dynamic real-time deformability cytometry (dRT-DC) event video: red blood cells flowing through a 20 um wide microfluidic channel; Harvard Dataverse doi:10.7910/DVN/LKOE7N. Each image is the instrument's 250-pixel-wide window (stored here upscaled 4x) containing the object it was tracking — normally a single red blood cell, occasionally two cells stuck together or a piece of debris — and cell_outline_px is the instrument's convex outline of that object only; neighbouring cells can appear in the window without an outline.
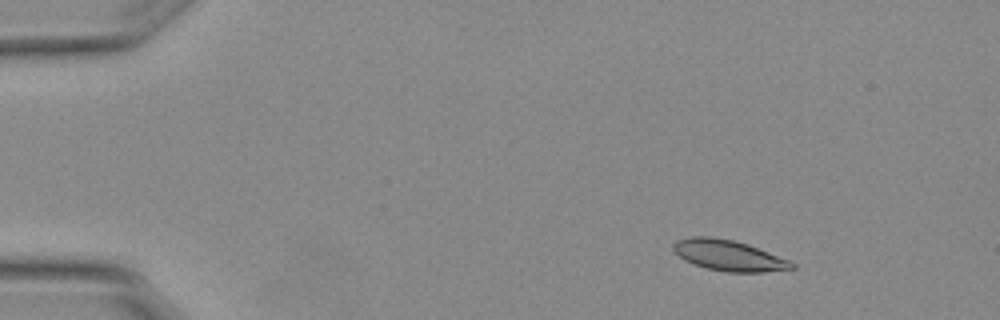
{"species": "Egyptian fruit bat (a non-hibernating species)", "species_latin": "Rousettus aegyptiacus", "temperature_condition": "warm", "stored_images_in_passage": 9, "camera_frame_rate_fps": 3000, "um_per_image_px": 0.085, "animal": {"sex": "female"}, "frame": {"image": 1, "passage_image": 3, "time_ms": 0.667, "image_size_px": [1000, 320], "cell_outline_px": [[796, 268], [764, 272], [724, 272], [708, 268], [684, 260], [672, 248], [672, 244], [676, 240], [692, 236], [712, 236], [732, 240], [748, 244], [788, 260], [796, 264]], "centroid_in_image_um": [61.93, 21.7], "position_along_channel_um": 23.1, "area_um2": 21.1}}
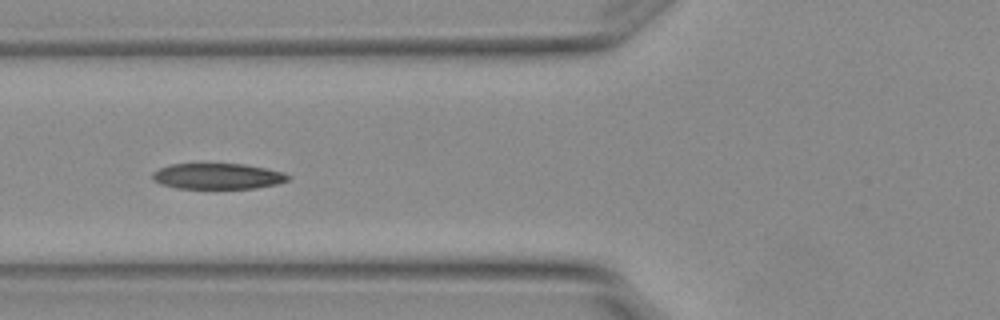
{"frame": {"image": 2, "passage_image": 7, "time_ms": 2.0, "image_size_px": [1000, 320], "cell_outline_px": [[292, 176], [288, 180], [276, 184], [256, 188], [176, 188], [160, 184], [152, 180], [152, 172], [160, 168], [172, 164], [244, 164], [284, 172]], "centroid_in_image_um": [18.49, 14.98], "position_along_channel_um": 107.3, "area_um2": 20.35}}
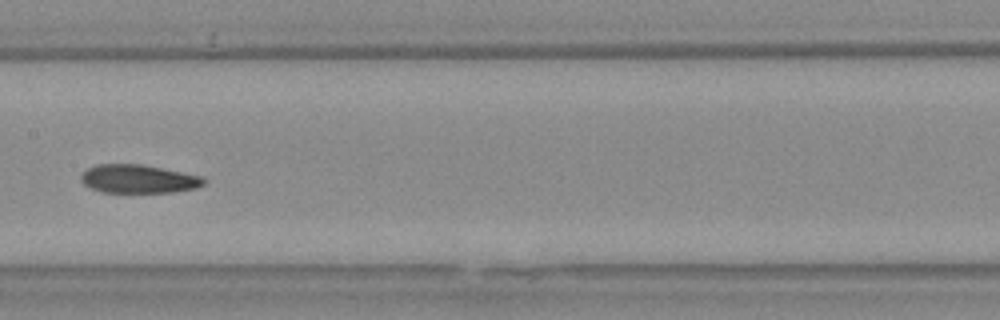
{"frame": {"image": 3, "passage_image": 9, "time_ms": 2.667, "image_size_px": [1000, 320], "cell_outline_px": [[208, 180], [204, 184], [196, 188], [172, 192], [100, 192], [88, 188], [80, 180], [80, 176], [88, 168], [96, 164], [140, 164], [204, 176]], "centroid_in_image_um": [11.77, 15.21], "position_along_channel_um": 195.6, "area_um2": 20.52}}